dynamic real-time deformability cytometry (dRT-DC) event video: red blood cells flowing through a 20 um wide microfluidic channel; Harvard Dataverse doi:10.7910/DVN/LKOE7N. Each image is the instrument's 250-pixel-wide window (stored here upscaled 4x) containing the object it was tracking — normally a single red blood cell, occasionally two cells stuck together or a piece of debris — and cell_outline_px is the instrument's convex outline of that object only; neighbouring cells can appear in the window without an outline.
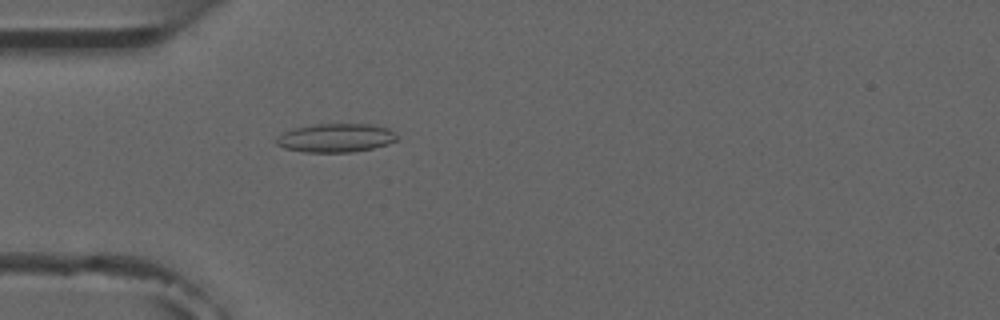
{"species": "common noctule bat (a hibernating species)", "species_latin": "Nyctalus noctula", "temperature_condition": "room temperature", "stored_images_in_passage": 4, "camera_frame_rate_fps": 3000, "um_per_image_px": 0.085, "animal": {"sex": "male", "forearm_length_mm": 52.5}, "frame": {"image": 1, "passage_image": 4, "time_ms": 4.333, "image_size_px": [1000, 320], "cell_outline_px": [[400, 136], [396, 140], [388, 144], [372, 148], [352, 152], [304, 152], [284, 148], [276, 144], [276, 140], [284, 132], [296, 128], [316, 124], [372, 124], [388, 128], [396, 132]], "centroid_in_image_um": [28.6, 11.72], "position_along_channel_um": 56.4, "area_um2": 20.11}}